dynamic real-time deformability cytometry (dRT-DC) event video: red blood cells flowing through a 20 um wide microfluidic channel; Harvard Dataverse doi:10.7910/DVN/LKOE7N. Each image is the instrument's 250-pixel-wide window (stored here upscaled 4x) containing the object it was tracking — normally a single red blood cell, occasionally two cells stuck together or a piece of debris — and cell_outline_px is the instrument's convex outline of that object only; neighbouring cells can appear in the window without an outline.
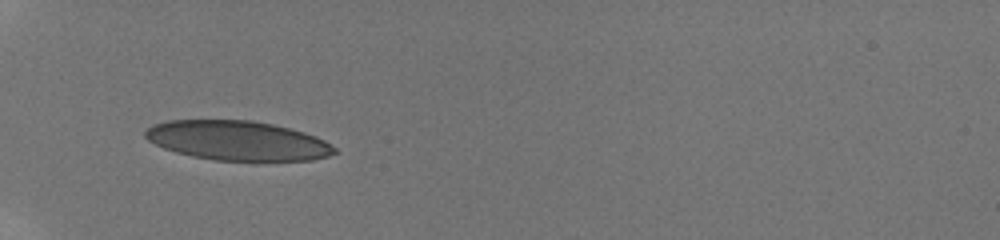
{"species": "human", "species_latin": "Homo sapiens", "temperature_condition": "room temperature", "stored_images_in_passage": 11, "camera_frame_rate_fps": 3000, "um_per_image_px": 0.085, "donor": {"sex": "male"}, "frame": {"image": 1, "passage_image": 1, "time_ms": 0.0, "image_size_px": [1000, 240], "cell_outline_px": [[340, 152], [328, 156], [312, 160], [216, 160], [192, 156], [176, 152], [164, 148], [148, 140], [144, 136], [144, 132], [152, 124], [168, 120], [252, 120], [272, 124], [304, 132], [316, 136], [324, 140], [336, 148]], "centroid_in_image_um": [20.19, 11.94], "position_along_channel_um": 64.8, "area_um2": 43.47}}
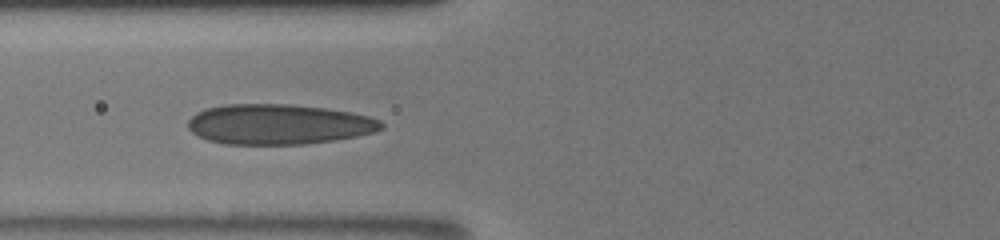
{"frame": {"image": 2, "passage_image": 9, "time_ms": 1.333, "image_size_px": [1000, 240], "cell_outline_px": [[384, 128], [372, 132], [356, 136], [332, 140], [304, 144], [224, 144], [208, 140], [192, 132], [188, 128], [188, 120], [196, 112], [208, 108], [224, 104], [288, 104], [324, 108], [352, 112], [368, 116], [380, 120], [384, 124]], "centroid_in_image_um": [23.67, 10.56], "position_along_channel_um": 102.1, "area_um2": 45.2}}